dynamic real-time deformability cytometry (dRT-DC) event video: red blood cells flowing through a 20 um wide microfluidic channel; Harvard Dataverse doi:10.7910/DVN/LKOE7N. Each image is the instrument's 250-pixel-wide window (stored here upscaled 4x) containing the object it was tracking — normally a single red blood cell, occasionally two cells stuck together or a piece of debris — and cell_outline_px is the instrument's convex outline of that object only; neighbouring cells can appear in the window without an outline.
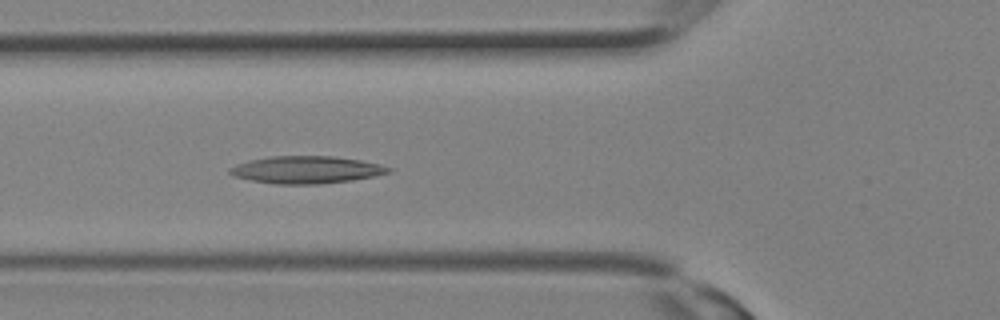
{"species": "Egyptian fruit bat (a non-hibernating species)", "species_latin": "Rousettus aegyptiacus", "temperature_condition": "room temperature", "stored_images_in_passage": 11, "camera_frame_rate_fps": 3000, "um_per_image_px": 0.085, "animal": {"sex": "female"}, "frame": {"image": 1, "passage_image": 11, "time_ms": 3.333, "image_size_px": [1000, 320], "cell_outline_px": [[392, 172], [352, 180], [320, 184], [276, 184], [252, 180], [232, 176], [228, 172], [228, 168], [236, 164], [248, 160], [268, 156], [332, 156], [360, 160], [380, 164], [392, 168]], "centroid_in_image_um": [26.0, 14.42], "position_along_channel_um": 99.8, "area_um2": 25.37}}